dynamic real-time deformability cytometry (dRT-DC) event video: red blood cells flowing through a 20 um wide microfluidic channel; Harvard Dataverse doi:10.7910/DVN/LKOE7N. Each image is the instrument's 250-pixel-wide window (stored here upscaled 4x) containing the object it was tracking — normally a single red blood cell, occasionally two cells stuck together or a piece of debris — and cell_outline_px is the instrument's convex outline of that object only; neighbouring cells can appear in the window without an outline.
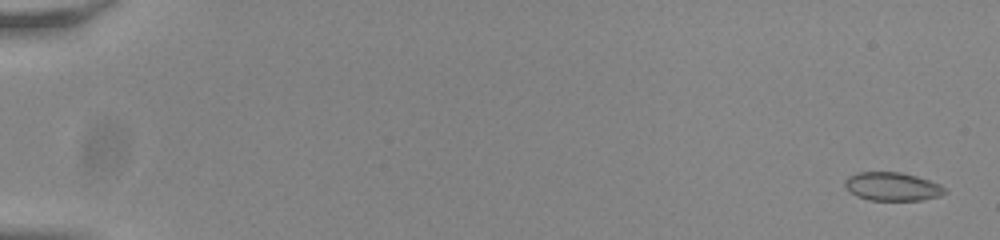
{"species": "common noctule bat (a hibernating species)", "species_latin": "Nyctalus noctula", "temperature_condition": "room temperature", "stored_images_in_passage": 56, "camera_frame_rate_fps": 3000, "um_per_image_px": 0.085, "animal": {"sex": "male", "body_mass_g": 20.0, "forearm_length_mm": 53.3}, "frame": {"image": 1, "passage_image": 2, "time_ms": 0.333, "image_size_px": [1000, 240], "cell_outline_px": [[948, 192], [940, 196], [920, 200], [868, 200], [856, 196], [844, 184], [844, 180], [848, 176], [856, 172], [900, 172], [916, 176], [940, 184]], "centroid_in_image_um": [75.84, 15.85], "position_along_channel_um": 9.2, "area_um2": 16.53}}
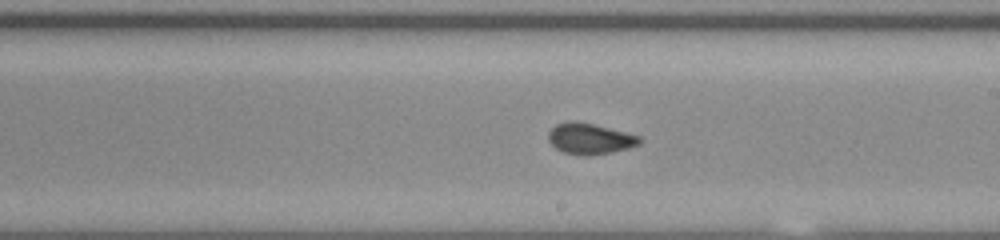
{"frame": {"image": 2, "passage_image": 34, "time_ms": 11.0, "image_size_px": [1000, 240], "cell_outline_px": [[644, 140], [640, 144], [628, 148], [612, 152], [584, 156], [564, 152], [556, 148], [548, 140], [548, 132], [556, 124], [568, 120], [576, 120], [640, 136]], "centroid_in_image_um": [50.13, 11.78], "position_along_channel_um": 238.9, "area_um2": 16.42}}
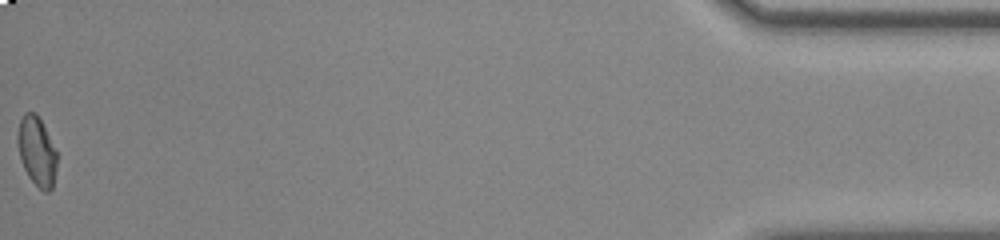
{"frame": {"image": 3, "passage_image": 56, "time_ms": 18.333, "image_size_px": [1000, 240], "cell_outline_px": [[56, 168], [52, 188], [48, 192], [44, 192], [28, 176], [24, 168], [20, 156], [16, 140], [16, 136], [20, 120], [24, 112], [36, 112], [56, 152]], "centroid_in_image_um": [3.1, 12.85], "position_along_channel_um": 432.1, "area_um2": 15.55}, "authors_computed_cell_mechanics": {"area_um2": 16.5019, "velocity_mm_per_s": 3.8214, "shape_relaxation_time_tau1_ms": 7.1783, "shape_relaxation_time_tau2_ms": 1.3045, "deformation_change_tau1": 0.1303, "deformation_change_tau2": 0.0472}}